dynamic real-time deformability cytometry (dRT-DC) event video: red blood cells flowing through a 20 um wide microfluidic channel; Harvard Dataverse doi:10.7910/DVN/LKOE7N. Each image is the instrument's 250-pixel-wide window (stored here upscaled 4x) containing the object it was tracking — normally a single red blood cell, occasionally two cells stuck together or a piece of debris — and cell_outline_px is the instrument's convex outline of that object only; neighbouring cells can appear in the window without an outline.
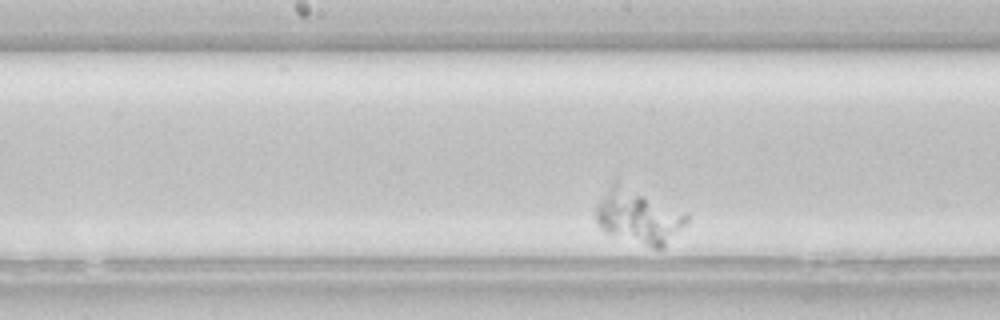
{"species": "common noctule bat (a hibernating species)", "species_latin": "Nyctalus noctula", "temperature_condition": "room temperature", "stored_images_in_passage": 28, "camera_frame_rate_fps": 3000, "um_per_image_px": 0.085, "animal": {"sex": "female", "body_mass_g": 22.7, "forearm_length_mm": 54.2}, "frame": {"image": 1, "passage_image": 13, "time_ms": 4.0, "image_size_px": [1000, 320], "cell_outline_px": [[688, 220], [664, 248], [652, 248], [604, 232], [600, 228], [596, 220], [596, 204], [612, 184], [616, 180], [688, 212]], "centroid_in_image_um": [54.28, 18.4], "position_along_channel_um": 193.9, "area_um2": 28.78}}